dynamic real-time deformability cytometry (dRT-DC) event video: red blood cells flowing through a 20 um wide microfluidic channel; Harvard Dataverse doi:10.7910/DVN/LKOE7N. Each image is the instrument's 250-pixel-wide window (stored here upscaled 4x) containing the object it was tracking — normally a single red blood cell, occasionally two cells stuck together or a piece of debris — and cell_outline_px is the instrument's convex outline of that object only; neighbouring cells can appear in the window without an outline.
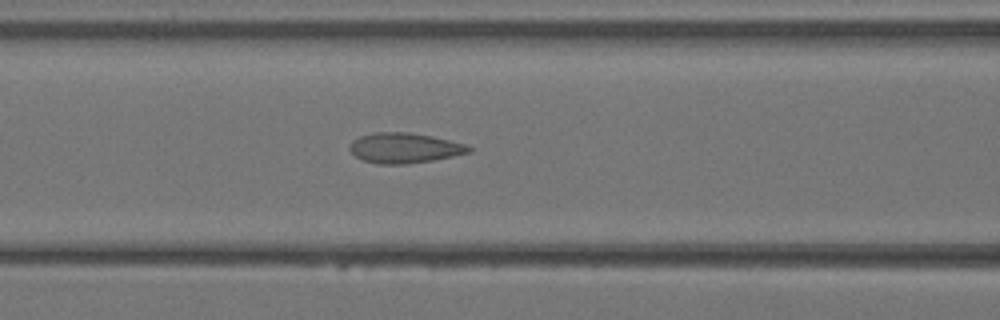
{"species": "Egyptian fruit bat (a non-hibernating species)", "species_latin": "Rousettus aegyptiacus", "temperature_condition": "warm", "stored_images_in_passage": 20, "camera_frame_rate_fps": 3000, "um_per_image_px": 0.085, "animal": {"sex": "female"}, "frame": {"image": 1, "passage_image": 5, "time_ms": 1.333, "image_size_px": [1000, 320], "cell_outline_px": [[472, 152], [432, 160], [404, 164], [380, 164], [364, 160], [356, 156], [348, 148], [348, 144], [352, 140], [360, 136], [372, 132], [408, 132], [432, 136], [464, 144], [472, 148]], "centroid_in_image_um": [34.34, 12.57], "position_along_channel_um": 132.3, "area_um2": 20.87}}
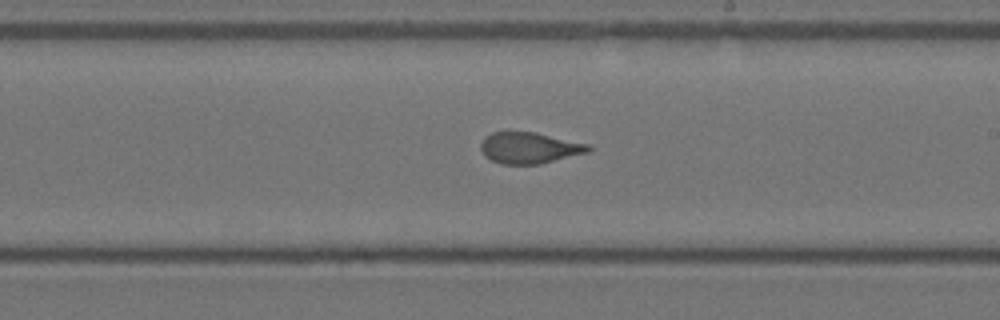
{"frame": {"image": 2, "passage_image": 11, "time_ms": 3.333, "image_size_px": [1000, 320], "cell_outline_px": [[592, 148], [588, 152], [540, 164], [500, 164], [484, 156], [480, 148], [480, 144], [484, 136], [492, 132], [536, 132], [592, 144]], "centroid_in_image_um": [45.01, 12.56], "position_along_channel_um": 244.0, "area_um2": 19.83}}
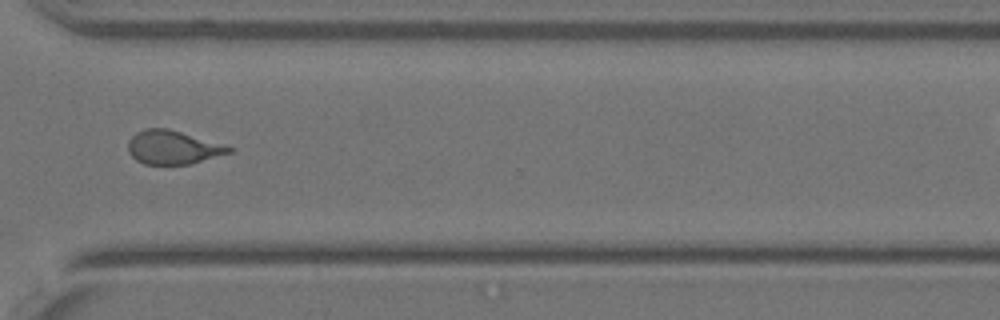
{"frame": {"image": 3, "passage_image": 17, "time_ms": 5.333, "image_size_px": [1000, 320], "cell_outline_px": [[236, 148], [232, 152], [188, 164], [144, 164], [136, 160], [128, 152], [128, 140], [136, 132], [144, 128], [168, 128]], "centroid_in_image_um": [14.67, 12.52], "position_along_channel_um": 355.9, "area_um2": 19.71}}